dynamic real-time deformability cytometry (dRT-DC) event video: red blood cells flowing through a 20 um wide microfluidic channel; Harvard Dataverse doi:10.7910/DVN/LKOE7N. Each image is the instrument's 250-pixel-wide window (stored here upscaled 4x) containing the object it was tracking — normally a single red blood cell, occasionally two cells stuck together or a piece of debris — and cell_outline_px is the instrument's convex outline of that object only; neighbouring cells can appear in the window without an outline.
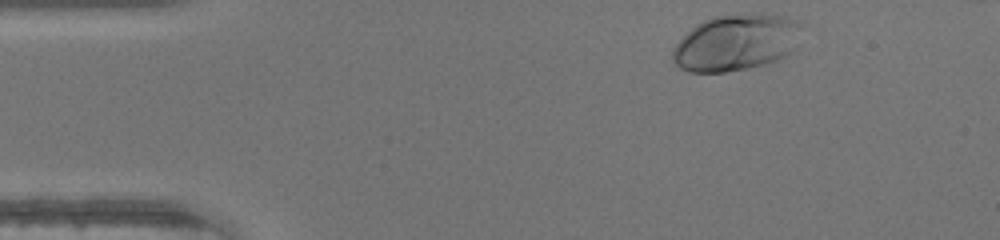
{"species": "human", "species_latin": "Homo sapiens", "temperature_condition": "warm", "stored_images_in_passage": 33, "camera_frame_rate_fps": 3000, "um_per_image_px": 0.085, "donor": {"sex": "male"}, "frame": {"image": 1, "passage_image": 1, "time_ms": 0.0, "image_size_px": [1000, 240], "cell_outline_px": [[808, 24], [796, 48], [792, 52], [776, 60], [764, 64], [748, 68], [724, 72], [688, 72], [680, 68], [672, 60], [672, 48], [696, 24], [704, 20], [716, 16], [744, 12], [764, 12], [784, 16]], "centroid_in_image_um": [62.67, 3.57], "position_along_channel_um": 22.3, "area_um2": 43.52}}
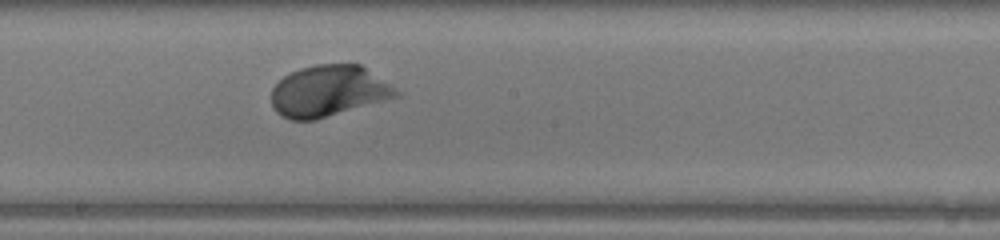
{"frame": {"image": 2, "passage_image": 20, "time_ms": 6.333, "image_size_px": [1000, 240], "cell_outline_px": [[404, 96], [316, 120], [292, 120], [276, 112], [272, 108], [272, 88], [284, 76], [300, 68], [316, 64], [360, 64], [404, 92]], "centroid_in_image_um": [28.02, 7.75], "position_along_channel_um": 220.2, "area_um2": 37.86}}
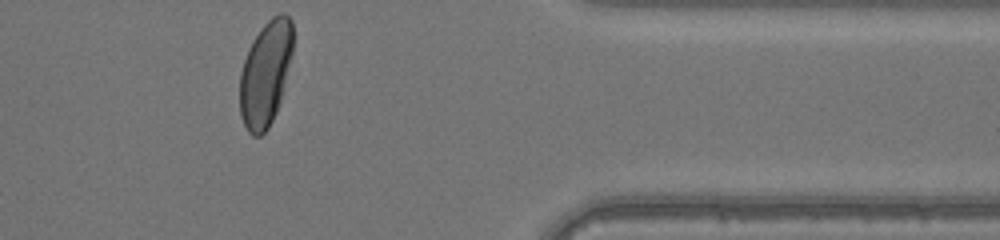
{"frame": {"image": 3, "passage_image": 33, "time_ms": 10.667, "image_size_px": [1000, 240], "cell_outline_px": [[292, 52], [284, 88], [280, 104], [268, 128], [260, 136], [252, 136], [248, 132], [240, 116], [240, 72], [248, 48], [252, 40], [260, 28], [272, 16], [280, 12], [284, 12], [292, 20]], "centroid_in_image_um": [22.56, 6.24], "position_along_channel_um": 388.8, "area_um2": 32.71}}